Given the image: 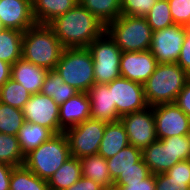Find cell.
<instances>
[{
  "instance_id": "obj_45",
  "label": "cell",
  "mask_w": 190,
  "mask_h": 190,
  "mask_svg": "<svg viewBox=\"0 0 190 190\" xmlns=\"http://www.w3.org/2000/svg\"><path fill=\"white\" fill-rule=\"evenodd\" d=\"M11 78V64L0 60V88Z\"/></svg>"
},
{
  "instance_id": "obj_2",
  "label": "cell",
  "mask_w": 190,
  "mask_h": 190,
  "mask_svg": "<svg viewBox=\"0 0 190 190\" xmlns=\"http://www.w3.org/2000/svg\"><path fill=\"white\" fill-rule=\"evenodd\" d=\"M64 50L48 25L36 24L23 33L22 58L36 66L54 70Z\"/></svg>"
},
{
  "instance_id": "obj_43",
  "label": "cell",
  "mask_w": 190,
  "mask_h": 190,
  "mask_svg": "<svg viewBox=\"0 0 190 190\" xmlns=\"http://www.w3.org/2000/svg\"><path fill=\"white\" fill-rule=\"evenodd\" d=\"M103 187L100 186L95 181L87 177H81L76 183L72 184L65 190H102Z\"/></svg>"
},
{
  "instance_id": "obj_3",
  "label": "cell",
  "mask_w": 190,
  "mask_h": 190,
  "mask_svg": "<svg viewBox=\"0 0 190 190\" xmlns=\"http://www.w3.org/2000/svg\"><path fill=\"white\" fill-rule=\"evenodd\" d=\"M190 75L177 63H158L153 74L143 84L148 106L174 103Z\"/></svg>"
},
{
  "instance_id": "obj_7",
  "label": "cell",
  "mask_w": 190,
  "mask_h": 190,
  "mask_svg": "<svg viewBox=\"0 0 190 190\" xmlns=\"http://www.w3.org/2000/svg\"><path fill=\"white\" fill-rule=\"evenodd\" d=\"M87 49L93 58L95 84L109 83L121 77L120 58L122 51L106 31L93 40Z\"/></svg>"
},
{
  "instance_id": "obj_6",
  "label": "cell",
  "mask_w": 190,
  "mask_h": 190,
  "mask_svg": "<svg viewBox=\"0 0 190 190\" xmlns=\"http://www.w3.org/2000/svg\"><path fill=\"white\" fill-rule=\"evenodd\" d=\"M54 70L78 92L87 93L95 84L93 58L87 48H64Z\"/></svg>"
},
{
  "instance_id": "obj_19",
  "label": "cell",
  "mask_w": 190,
  "mask_h": 190,
  "mask_svg": "<svg viewBox=\"0 0 190 190\" xmlns=\"http://www.w3.org/2000/svg\"><path fill=\"white\" fill-rule=\"evenodd\" d=\"M48 70L20 58L11 65V78L20 83L30 94L40 93Z\"/></svg>"
},
{
  "instance_id": "obj_24",
  "label": "cell",
  "mask_w": 190,
  "mask_h": 190,
  "mask_svg": "<svg viewBox=\"0 0 190 190\" xmlns=\"http://www.w3.org/2000/svg\"><path fill=\"white\" fill-rule=\"evenodd\" d=\"M142 159V151L131 144L121 149L116 155L106 159L111 179L115 181L119 175H124L130 169L136 167V163Z\"/></svg>"
},
{
  "instance_id": "obj_21",
  "label": "cell",
  "mask_w": 190,
  "mask_h": 190,
  "mask_svg": "<svg viewBox=\"0 0 190 190\" xmlns=\"http://www.w3.org/2000/svg\"><path fill=\"white\" fill-rule=\"evenodd\" d=\"M78 3L79 0H32L34 19L37 24L48 25Z\"/></svg>"
},
{
  "instance_id": "obj_1",
  "label": "cell",
  "mask_w": 190,
  "mask_h": 190,
  "mask_svg": "<svg viewBox=\"0 0 190 190\" xmlns=\"http://www.w3.org/2000/svg\"><path fill=\"white\" fill-rule=\"evenodd\" d=\"M48 26L64 48H87L106 31V26L80 3Z\"/></svg>"
},
{
  "instance_id": "obj_20",
  "label": "cell",
  "mask_w": 190,
  "mask_h": 190,
  "mask_svg": "<svg viewBox=\"0 0 190 190\" xmlns=\"http://www.w3.org/2000/svg\"><path fill=\"white\" fill-rule=\"evenodd\" d=\"M129 144L128 135L121 120L106 123L98 155L108 159Z\"/></svg>"
},
{
  "instance_id": "obj_25",
  "label": "cell",
  "mask_w": 190,
  "mask_h": 190,
  "mask_svg": "<svg viewBox=\"0 0 190 190\" xmlns=\"http://www.w3.org/2000/svg\"><path fill=\"white\" fill-rule=\"evenodd\" d=\"M81 162L82 176L90 178L103 188L113 186L106 159L100 155H90L79 159Z\"/></svg>"
},
{
  "instance_id": "obj_44",
  "label": "cell",
  "mask_w": 190,
  "mask_h": 190,
  "mask_svg": "<svg viewBox=\"0 0 190 190\" xmlns=\"http://www.w3.org/2000/svg\"><path fill=\"white\" fill-rule=\"evenodd\" d=\"M14 166L0 163V190H9L11 173Z\"/></svg>"
},
{
  "instance_id": "obj_41",
  "label": "cell",
  "mask_w": 190,
  "mask_h": 190,
  "mask_svg": "<svg viewBox=\"0 0 190 190\" xmlns=\"http://www.w3.org/2000/svg\"><path fill=\"white\" fill-rule=\"evenodd\" d=\"M155 175L151 174L148 178L139 182H126L123 186H116L119 190H155Z\"/></svg>"
},
{
  "instance_id": "obj_37",
  "label": "cell",
  "mask_w": 190,
  "mask_h": 190,
  "mask_svg": "<svg viewBox=\"0 0 190 190\" xmlns=\"http://www.w3.org/2000/svg\"><path fill=\"white\" fill-rule=\"evenodd\" d=\"M155 190H190V180L173 179L166 172L155 174Z\"/></svg>"
},
{
  "instance_id": "obj_13",
  "label": "cell",
  "mask_w": 190,
  "mask_h": 190,
  "mask_svg": "<svg viewBox=\"0 0 190 190\" xmlns=\"http://www.w3.org/2000/svg\"><path fill=\"white\" fill-rule=\"evenodd\" d=\"M152 107L157 139L187 135L190 117L175 103L159 104Z\"/></svg>"
},
{
  "instance_id": "obj_17",
  "label": "cell",
  "mask_w": 190,
  "mask_h": 190,
  "mask_svg": "<svg viewBox=\"0 0 190 190\" xmlns=\"http://www.w3.org/2000/svg\"><path fill=\"white\" fill-rule=\"evenodd\" d=\"M59 109L60 128L63 131L91 118L90 99L85 92H79L71 97L62 103Z\"/></svg>"
},
{
  "instance_id": "obj_28",
  "label": "cell",
  "mask_w": 190,
  "mask_h": 190,
  "mask_svg": "<svg viewBox=\"0 0 190 190\" xmlns=\"http://www.w3.org/2000/svg\"><path fill=\"white\" fill-rule=\"evenodd\" d=\"M79 3L105 26L121 15V0H79Z\"/></svg>"
},
{
  "instance_id": "obj_30",
  "label": "cell",
  "mask_w": 190,
  "mask_h": 190,
  "mask_svg": "<svg viewBox=\"0 0 190 190\" xmlns=\"http://www.w3.org/2000/svg\"><path fill=\"white\" fill-rule=\"evenodd\" d=\"M24 161L17 136L0 133V163L19 167L24 165Z\"/></svg>"
},
{
  "instance_id": "obj_23",
  "label": "cell",
  "mask_w": 190,
  "mask_h": 190,
  "mask_svg": "<svg viewBox=\"0 0 190 190\" xmlns=\"http://www.w3.org/2000/svg\"><path fill=\"white\" fill-rule=\"evenodd\" d=\"M82 177L81 162L69 157L47 181L49 190H65Z\"/></svg>"
},
{
  "instance_id": "obj_36",
  "label": "cell",
  "mask_w": 190,
  "mask_h": 190,
  "mask_svg": "<svg viewBox=\"0 0 190 190\" xmlns=\"http://www.w3.org/2000/svg\"><path fill=\"white\" fill-rule=\"evenodd\" d=\"M152 173L143 158L136 163V167L127 171L124 175H119L113 182V186H123L126 182H139L148 178Z\"/></svg>"
},
{
  "instance_id": "obj_33",
  "label": "cell",
  "mask_w": 190,
  "mask_h": 190,
  "mask_svg": "<svg viewBox=\"0 0 190 190\" xmlns=\"http://www.w3.org/2000/svg\"><path fill=\"white\" fill-rule=\"evenodd\" d=\"M145 18L152 31L163 29L174 24L168 0H158L145 15Z\"/></svg>"
},
{
  "instance_id": "obj_16",
  "label": "cell",
  "mask_w": 190,
  "mask_h": 190,
  "mask_svg": "<svg viewBox=\"0 0 190 190\" xmlns=\"http://www.w3.org/2000/svg\"><path fill=\"white\" fill-rule=\"evenodd\" d=\"M144 163L152 174L167 172L177 162L172 150V137L157 139L142 151Z\"/></svg>"
},
{
  "instance_id": "obj_4",
  "label": "cell",
  "mask_w": 190,
  "mask_h": 190,
  "mask_svg": "<svg viewBox=\"0 0 190 190\" xmlns=\"http://www.w3.org/2000/svg\"><path fill=\"white\" fill-rule=\"evenodd\" d=\"M69 157H71L69 143L62 132L53 135L26 154L24 166L41 179L48 181Z\"/></svg>"
},
{
  "instance_id": "obj_39",
  "label": "cell",
  "mask_w": 190,
  "mask_h": 190,
  "mask_svg": "<svg viewBox=\"0 0 190 190\" xmlns=\"http://www.w3.org/2000/svg\"><path fill=\"white\" fill-rule=\"evenodd\" d=\"M176 63L190 75V27L186 29L184 43Z\"/></svg>"
},
{
  "instance_id": "obj_22",
  "label": "cell",
  "mask_w": 190,
  "mask_h": 190,
  "mask_svg": "<svg viewBox=\"0 0 190 190\" xmlns=\"http://www.w3.org/2000/svg\"><path fill=\"white\" fill-rule=\"evenodd\" d=\"M53 135H55V133L51 129L25 121L17 134L21 152L25 156L31 150L36 149L42 143L46 142Z\"/></svg>"
},
{
  "instance_id": "obj_47",
  "label": "cell",
  "mask_w": 190,
  "mask_h": 190,
  "mask_svg": "<svg viewBox=\"0 0 190 190\" xmlns=\"http://www.w3.org/2000/svg\"><path fill=\"white\" fill-rule=\"evenodd\" d=\"M187 137H188V139L190 140V127H189V131H188V133H187Z\"/></svg>"
},
{
  "instance_id": "obj_29",
  "label": "cell",
  "mask_w": 190,
  "mask_h": 190,
  "mask_svg": "<svg viewBox=\"0 0 190 190\" xmlns=\"http://www.w3.org/2000/svg\"><path fill=\"white\" fill-rule=\"evenodd\" d=\"M9 190H49V186L46 180L41 179L23 165L13 168Z\"/></svg>"
},
{
  "instance_id": "obj_32",
  "label": "cell",
  "mask_w": 190,
  "mask_h": 190,
  "mask_svg": "<svg viewBox=\"0 0 190 190\" xmlns=\"http://www.w3.org/2000/svg\"><path fill=\"white\" fill-rule=\"evenodd\" d=\"M24 122L22 109L0 102V133L17 136Z\"/></svg>"
},
{
  "instance_id": "obj_9",
  "label": "cell",
  "mask_w": 190,
  "mask_h": 190,
  "mask_svg": "<svg viewBox=\"0 0 190 190\" xmlns=\"http://www.w3.org/2000/svg\"><path fill=\"white\" fill-rule=\"evenodd\" d=\"M186 26L173 24L152 32L149 50L158 63H176L186 36Z\"/></svg>"
},
{
  "instance_id": "obj_11",
  "label": "cell",
  "mask_w": 190,
  "mask_h": 190,
  "mask_svg": "<svg viewBox=\"0 0 190 190\" xmlns=\"http://www.w3.org/2000/svg\"><path fill=\"white\" fill-rule=\"evenodd\" d=\"M120 120L125 126L129 143L137 149L143 151L157 140L153 107L125 114Z\"/></svg>"
},
{
  "instance_id": "obj_15",
  "label": "cell",
  "mask_w": 190,
  "mask_h": 190,
  "mask_svg": "<svg viewBox=\"0 0 190 190\" xmlns=\"http://www.w3.org/2000/svg\"><path fill=\"white\" fill-rule=\"evenodd\" d=\"M0 21L4 28L25 32L36 25L32 0H0Z\"/></svg>"
},
{
  "instance_id": "obj_34",
  "label": "cell",
  "mask_w": 190,
  "mask_h": 190,
  "mask_svg": "<svg viewBox=\"0 0 190 190\" xmlns=\"http://www.w3.org/2000/svg\"><path fill=\"white\" fill-rule=\"evenodd\" d=\"M174 24L190 27V0H168Z\"/></svg>"
},
{
  "instance_id": "obj_14",
  "label": "cell",
  "mask_w": 190,
  "mask_h": 190,
  "mask_svg": "<svg viewBox=\"0 0 190 190\" xmlns=\"http://www.w3.org/2000/svg\"><path fill=\"white\" fill-rule=\"evenodd\" d=\"M158 62L150 50L122 52L120 58L121 77L144 84L153 74Z\"/></svg>"
},
{
  "instance_id": "obj_10",
  "label": "cell",
  "mask_w": 190,
  "mask_h": 190,
  "mask_svg": "<svg viewBox=\"0 0 190 190\" xmlns=\"http://www.w3.org/2000/svg\"><path fill=\"white\" fill-rule=\"evenodd\" d=\"M108 86L111 91L112 105H116L117 113L120 116L148 107L142 84L119 77L109 82Z\"/></svg>"
},
{
  "instance_id": "obj_42",
  "label": "cell",
  "mask_w": 190,
  "mask_h": 190,
  "mask_svg": "<svg viewBox=\"0 0 190 190\" xmlns=\"http://www.w3.org/2000/svg\"><path fill=\"white\" fill-rule=\"evenodd\" d=\"M174 103L190 117V80L184 85Z\"/></svg>"
},
{
  "instance_id": "obj_35",
  "label": "cell",
  "mask_w": 190,
  "mask_h": 190,
  "mask_svg": "<svg viewBox=\"0 0 190 190\" xmlns=\"http://www.w3.org/2000/svg\"><path fill=\"white\" fill-rule=\"evenodd\" d=\"M158 0H121V14L145 16Z\"/></svg>"
},
{
  "instance_id": "obj_12",
  "label": "cell",
  "mask_w": 190,
  "mask_h": 190,
  "mask_svg": "<svg viewBox=\"0 0 190 190\" xmlns=\"http://www.w3.org/2000/svg\"><path fill=\"white\" fill-rule=\"evenodd\" d=\"M24 120L51 129L55 134L64 132L60 128L59 105L49 96L36 93L22 108Z\"/></svg>"
},
{
  "instance_id": "obj_26",
  "label": "cell",
  "mask_w": 190,
  "mask_h": 190,
  "mask_svg": "<svg viewBox=\"0 0 190 190\" xmlns=\"http://www.w3.org/2000/svg\"><path fill=\"white\" fill-rule=\"evenodd\" d=\"M41 93L51 97L60 106L79 92L74 87L64 83L55 70H49L44 78Z\"/></svg>"
},
{
  "instance_id": "obj_38",
  "label": "cell",
  "mask_w": 190,
  "mask_h": 190,
  "mask_svg": "<svg viewBox=\"0 0 190 190\" xmlns=\"http://www.w3.org/2000/svg\"><path fill=\"white\" fill-rule=\"evenodd\" d=\"M172 150L175 158L190 160V140L187 135L172 137Z\"/></svg>"
},
{
  "instance_id": "obj_40",
  "label": "cell",
  "mask_w": 190,
  "mask_h": 190,
  "mask_svg": "<svg viewBox=\"0 0 190 190\" xmlns=\"http://www.w3.org/2000/svg\"><path fill=\"white\" fill-rule=\"evenodd\" d=\"M166 173L173 179L190 180V160L177 162Z\"/></svg>"
},
{
  "instance_id": "obj_18",
  "label": "cell",
  "mask_w": 190,
  "mask_h": 190,
  "mask_svg": "<svg viewBox=\"0 0 190 190\" xmlns=\"http://www.w3.org/2000/svg\"><path fill=\"white\" fill-rule=\"evenodd\" d=\"M91 106V118L104 121L106 123L120 120L116 105H112L111 91L108 83L94 84L88 90Z\"/></svg>"
},
{
  "instance_id": "obj_8",
  "label": "cell",
  "mask_w": 190,
  "mask_h": 190,
  "mask_svg": "<svg viewBox=\"0 0 190 190\" xmlns=\"http://www.w3.org/2000/svg\"><path fill=\"white\" fill-rule=\"evenodd\" d=\"M105 126L106 122L89 118L83 123L65 130L71 156L80 159L85 156L97 155Z\"/></svg>"
},
{
  "instance_id": "obj_48",
  "label": "cell",
  "mask_w": 190,
  "mask_h": 190,
  "mask_svg": "<svg viewBox=\"0 0 190 190\" xmlns=\"http://www.w3.org/2000/svg\"><path fill=\"white\" fill-rule=\"evenodd\" d=\"M3 28H4V27L2 26L1 21H0V31H1Z\"/></svg>"
},
{
  "instance_id": "obj_5",
  "label": "cell",
  "mask_w": 190,
  "mask_h": 190,
  "mask_svg": "<svg viewBox=\"0 0 190 190\" xmlns=\"http://www.w3.org/2000/svg\"><path fill=\"white\" fill-rule=\"evenodd\" d=\"M106 32L122 52L149 50L152 29L145 16L120 15L106 26Z\"/></svg>"
},
{
  "instance_id": "obj_27",
  "label": "cell",
  "mask_w": 190,
  "mask_h": 190,
  "mask_svg": "<svg viewBox=\"0 0 190 190\" xmlns=\"http://www.w3.org/2000/svg\"><path fill=\"white\" fill-rule=\"evenodd\" d=\"M23 33L10 28L0 31V60L12 65L22 58Z\"/></svg>"
},
{
  "instance_id": "obj_46",
  "label": "cell",
  "mask_w": 190,
  "mask_h": 190,
  "mask_svg": "<svg viewBox=\"0 0 190 190\" xmlns=\"http://www.w3.org/2000/svg\"><path fill=\"white\" fill-rule=\"evenodd\" d=\"M102 190H119V188L116 187V186H111V187H108V188H103Z\"/></svg>"
},
{
  "instance_id": "obj_31",
  "label": "cell",
  "mask_w": 190,
  "mask_h": 190,
  "mask_svg": "<svg viewBox=\"0 0 190 190\" xmlns=\"http://www.w3.org/2000/svg\"><path fill=\"white\" fill-rule=\"evenodd\" d=\"M30 96L31 94L12 78L0 88V102L19 109L24 107Z\"/></svg>"
}]
</instances>
